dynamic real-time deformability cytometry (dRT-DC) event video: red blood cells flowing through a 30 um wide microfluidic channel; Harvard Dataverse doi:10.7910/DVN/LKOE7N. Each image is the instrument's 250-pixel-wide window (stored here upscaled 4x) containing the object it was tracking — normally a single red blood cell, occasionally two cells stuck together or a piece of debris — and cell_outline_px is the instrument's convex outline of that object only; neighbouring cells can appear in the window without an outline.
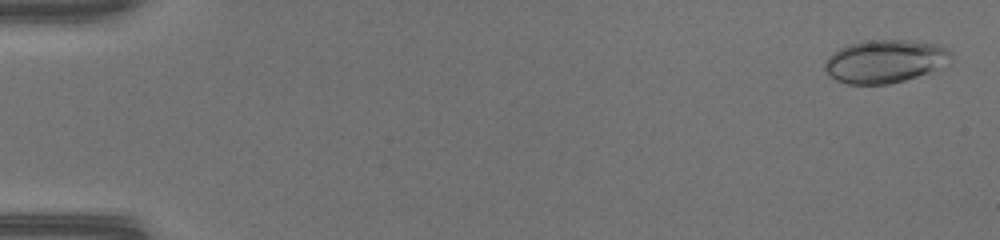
{"species": "common noctule bat (a hibernating species)", "species_latin": "Nyctalus noctula", "temperature_condition": "warm", "stored_images_in_passage": 50, "camera_frame_rate_fps": 3000, "um_per_image_px": 0.085, "animal": {"sex": "female", "body_mass_g": 17.0, "forearm_length_mm": 48.0}, "frame": {"image": 1, "passage_image": 2, "time_ms": 0.333, "image_size_px": [1000, 240], "cell_outline_px": [[952, 56], [936, 68], [928, 72], [904, 80], [888, 84], [848, 84], [836, 80], [824, 68], [824, 60], [832, 52], [848, 44], [864, 40], [908, 40], [932, 44], [948, 48], [952, 52]], "centroid_in_image_um": [75.15, 5.2], "position_along_channel_um": 9.9, "area_um2": 31.27}}
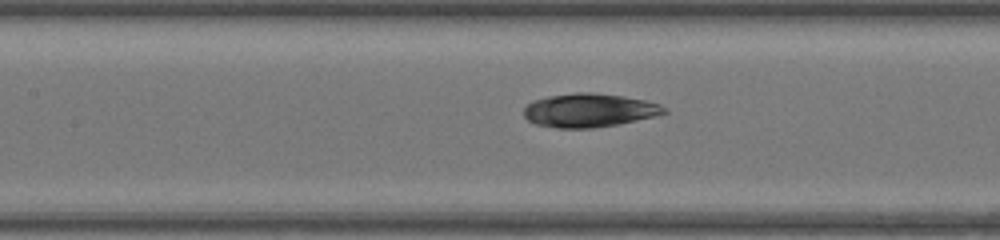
{"frame": {"image": 2, "passage_image": 24, "time_ms": 7.667, "image_size_px": [1000, 240], "cell_outline_px": [[668, 112], [636, 120], [616, 124], [592, 128], [556, 128], [536, 124], [528, 120], [524, 116], [524, 108], [532, 100], [548, 96], [576, 92], [592, 92], [624, 96], [644, 100], [660, 104]], "centroid_in_image_um": [50.03, 9.36], "position_along_channel_um": 157.4, "area_um2": 27.34}}
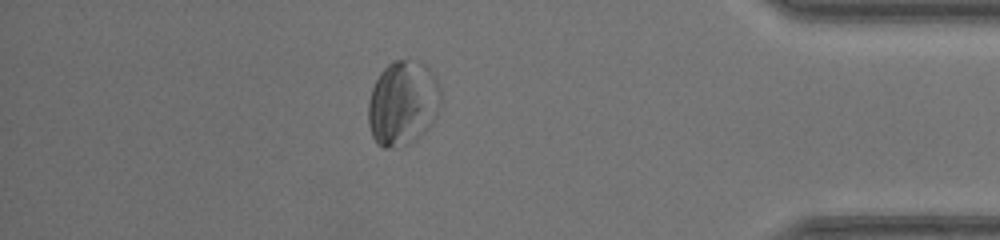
{"frame": {"image": 3, "passage_image": 44, "time_ms": 14.333, "image_size_px": [1000, 240], "cell_outline_px": [[440, 104], [436, 116], [432, 124], [416, 140], [400, 148], [384, 148], [376, 144], [372, 136], [368, 124], [368, 100], [372, 88], [380, 72], [388, 64], [396, 60], [404, 60], [424, 64], [428, 68], [436, 80], [440, 88]], "centroid_in_image_um": [34.21, 8.82], "position_along_channel_um": 401.0, "area_um2": 36.01}, "authors_computed_cell_mechanics": {"area_um2": 27.7151, "velocity_mm_per_s": 4.1946, "shape_relaxation_time_tau1_ms": null, "shape_relaxation_time_tau2_ms": 1.756, "deformation_change_tau1": null, "deformation_change_tau2": 0.0676}}